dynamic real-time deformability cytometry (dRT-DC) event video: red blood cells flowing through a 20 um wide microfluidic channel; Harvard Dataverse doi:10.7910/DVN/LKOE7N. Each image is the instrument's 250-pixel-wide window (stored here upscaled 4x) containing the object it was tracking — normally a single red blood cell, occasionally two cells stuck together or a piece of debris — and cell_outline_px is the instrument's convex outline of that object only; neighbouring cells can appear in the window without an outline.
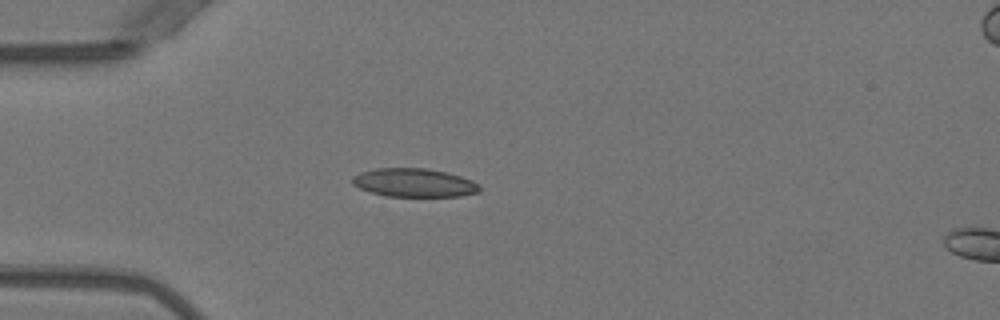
{"species": "Egyptian fruit bat (a non-hibernating species)", "species_latin": "Rousettus aegyptiacus", "temperature_condition": "warm", "stored_images_in_passage": 20, "camera_frame_rate_fps": 3000, "um_per_image_px": 0.085, "animal": {"sex": "female"}, "frame": {"image": 1, "passage_image": 1, "time_ms": 0.0, "image_size_px": [1000, 320], "cell_outline_px": [[480, 192], [460, 196], [384, 196], [360, 188], [352, 184], [352, 176], [360, 172], [376, 168], [424, 168], [448, 172], [472, 180], [480, 188]], "centroid_in_image_um": [35.18, 15.52], "position_along_channel_um": 49.8, "area_um2": 21.1}}
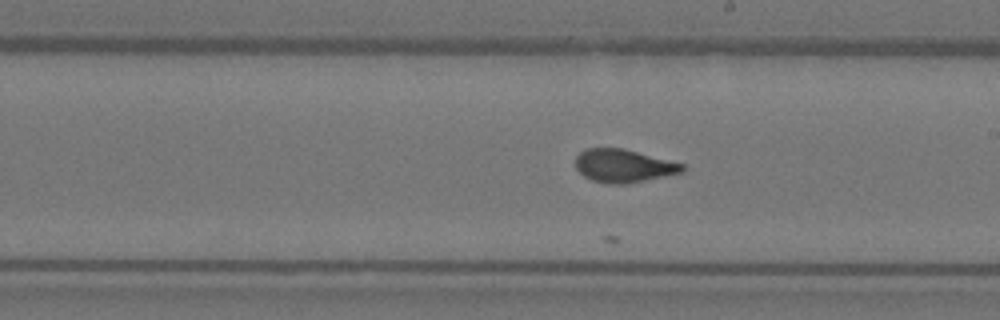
{"frame": {"image": 2, "passage_image": 16, "time_ms": 5.0, "image_size_px": [1000, 320], "cell_outline_px": [[684, 172], [624, 184], [608, 184], [592, 180], [584, 176], [576, 168], [576, 156], [584, 148], [624, 148], [684, 164]], "centroid_in_image_um": [52.98, 14.08], "position_along_channel_um": 236.0, "area_um2": 20.52}}
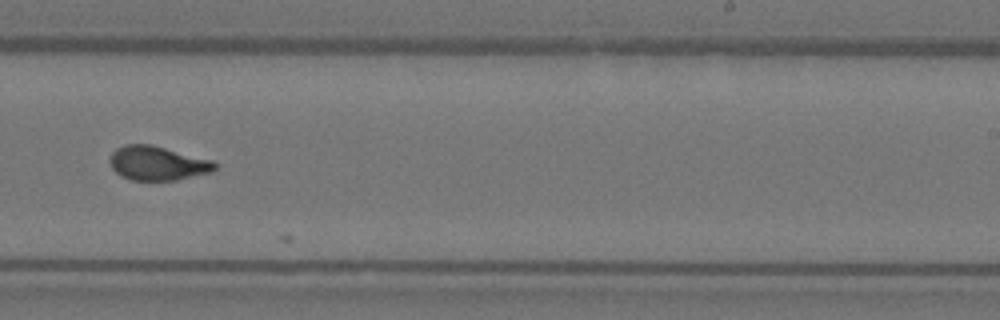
{"frame": {"image": 3, "passage_image": 19, "time_ms": 6.0, "image_size_px": [1000, 320], "cell_outline_px": [[216, 168], [212, 172], [176, 180], [132, 180], [120, 176], [112, 168], [108, 160], [112, 152], [116, 148], [124, 144], [148, 144], [212, 160], [216, 164]], "centroid_in_image_um": [13.35, 13.88], "position_along_channel_um": 275.7, "area_um2": 20.81}}